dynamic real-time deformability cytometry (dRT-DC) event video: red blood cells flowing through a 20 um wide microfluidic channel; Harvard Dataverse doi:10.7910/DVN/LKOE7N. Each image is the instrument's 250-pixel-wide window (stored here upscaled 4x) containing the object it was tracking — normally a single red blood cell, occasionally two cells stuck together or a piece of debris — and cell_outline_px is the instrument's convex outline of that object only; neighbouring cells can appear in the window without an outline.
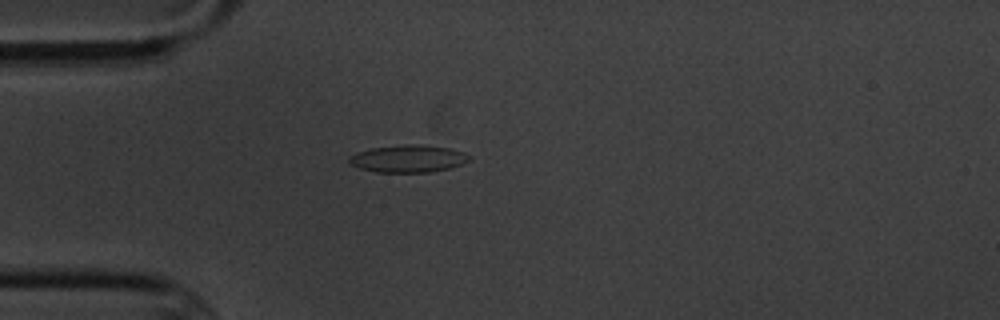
{"species": "common noctule bat (a hibernating species)", "species_latin": "Nyctalus noctula", "temperature_condition": "cold", "stored_images_in_passage": 3, "camera_frame_rate_fps": 3000, "um_per_image_px": 0.085, "animal": {"sex": "male", "body_mass_g": 20.1, "forearm_length_mm": 53.5}, "frame": {"image": 1, "passage_image": 3, "time_ms": 3.333, "image_size_px": [1000, 320], "cell_outline_px": [[472, 160], [448, 168], [432, 172], [376, 172], [360, 168], [348, 164], [348, 156], [356, 152], [372, 148], [404, 144], [420, 144], [448, 148], [464, 152], [472, 156]], "centroid_in_image_um": [34.68, 13.48], "position_along_channel_um": 50.3, "area_um2": 19.31}}